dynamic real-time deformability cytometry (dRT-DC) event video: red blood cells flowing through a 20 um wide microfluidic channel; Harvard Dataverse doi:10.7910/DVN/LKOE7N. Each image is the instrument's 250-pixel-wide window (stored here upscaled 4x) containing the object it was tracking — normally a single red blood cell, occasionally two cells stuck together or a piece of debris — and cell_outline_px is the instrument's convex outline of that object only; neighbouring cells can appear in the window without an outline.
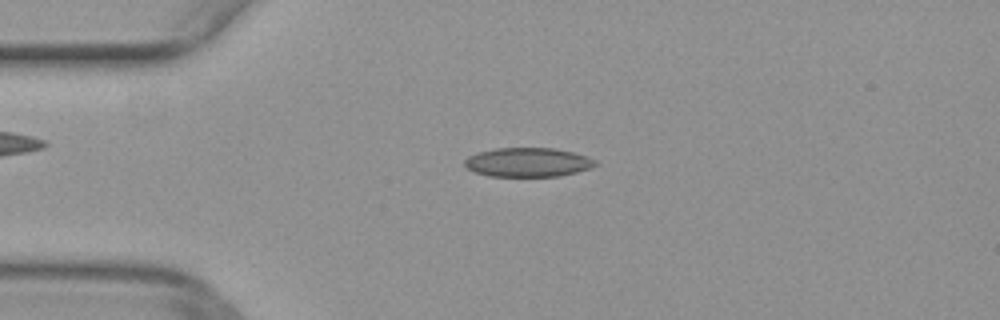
{"species": "common noctule bat (a hibernating species)", "species_latin": "Nyctalus noctula", "temperature_condition": "warm", "stored_images_in_passage": 49, "camera_frame_rate_fps": 3000, "um_per_image_px": 0.085, "animal": {"sex": "female", "body_mass_g": 29.2, "forearm_length_mm": 56.3}, "frame": {"image": 1, "passage_image": 11, "time_ms": 3.333, "image_size_px": [1000, 320], "cell_outline_px": [[600, 164], [592, 168], [560, 176], [488, 176], [476, 172], [468, 168], [464, 164], [464, 160], [468, 156], [476, 152], [496, 148], [552, 148], [572, 152], [588, 156], [596, 160]], "centroid_in_image_um": [44.9, 13.79], "position_along_channel_um": 40.1, "area_um2": 22.31}}
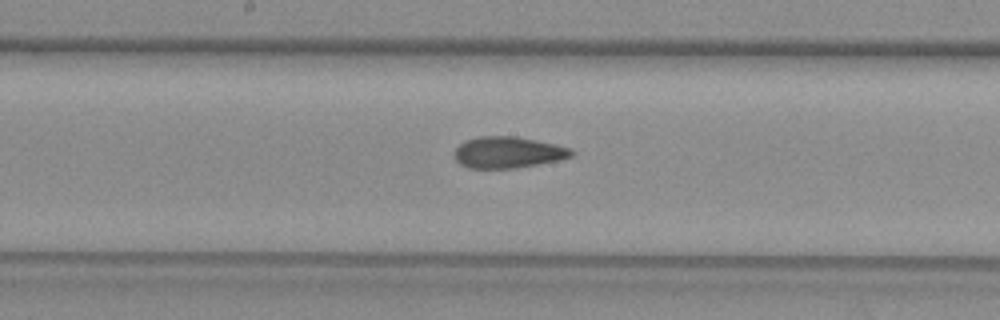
{"frame": {"image": 2, "passage_image": 25, "time_ms": 8.0, "image_size_px": [1000, 320], "cell_outline_px": [[576, 152], [572, 156], [560, 160], [516, 168], [468, 168], [460, 164], [456, 160], [456, 148], [464, 140], [480, 136], [516, 136], [536, 140], [572, 148]], "centroid_in_image_um": [43.21, 12.95], "position_along_channel_um": 205.0, "area_um2": 21.44}}
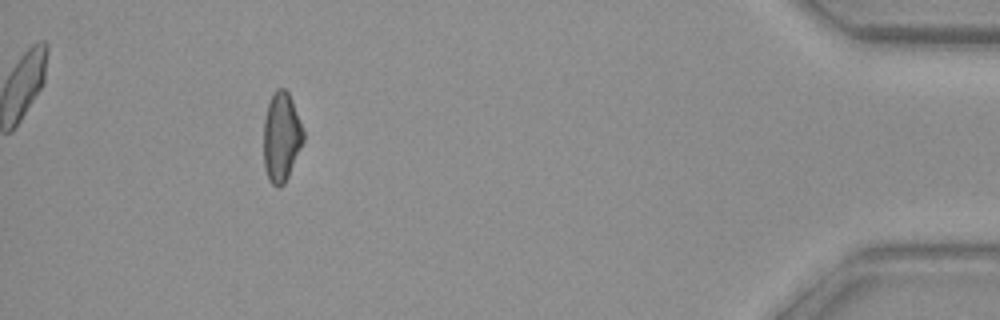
{"frame": {"image": 3, "passage_image": 45, "time_ms": 14.667, "image_size_px": [1000, 320], "cell_outline_px": [[304, 140], [288, 176], [284, 184], [280, 188], [272, 184], [268, 180], [264, 168], [264, 120], [268, 104], [272, 92], [276, 88], [284, 88], [288, 92], [292, 100], [304, 132]], "centroid_in_image_um": [23.9, 11.64], "position_along_channel_um": 411.3, "area_um2": 20.69}}